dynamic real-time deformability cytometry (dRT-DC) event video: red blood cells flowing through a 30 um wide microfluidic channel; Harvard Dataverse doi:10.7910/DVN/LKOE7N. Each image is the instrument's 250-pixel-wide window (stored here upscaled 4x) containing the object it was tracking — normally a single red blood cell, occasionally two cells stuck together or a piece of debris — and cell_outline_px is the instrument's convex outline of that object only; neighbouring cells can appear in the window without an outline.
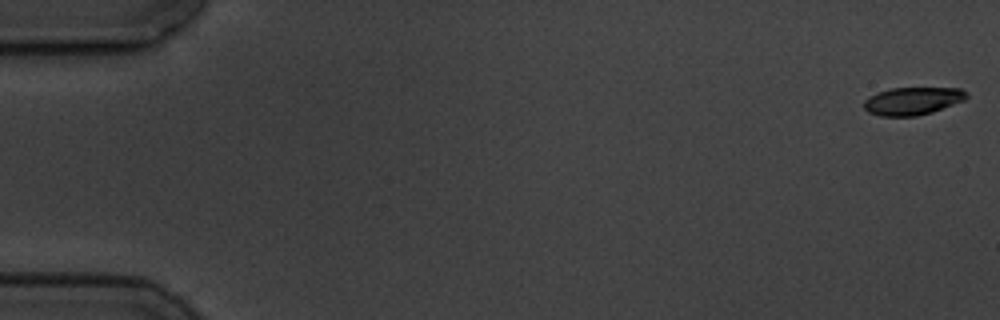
{"species": "common noctule bat (a hibernating species)", "species_latin": "Nyctalus noctula", "temperature_condition": "cold", "stored_images_in_passage": 7, "camera_frame_rate_fps": 3000, "um_per_image_px": 0.085, "animal": {"sex": "male", "body_mass_g": 19.5, "forearm_length_mm": 54.6}, "frame": {"image": 1, "passage_image": 1, "time_ms": 0.0, "image_size_px": [1000, 320], "cell_outline_px": [[968, 96], [964, 100], [932, 112], [916, 116], [880, 116], [868, 112], [864, 108], [864, 100], [868, 96], [892, 88], [960, 88], [968, 92]], "centroid_in_image_um": [77.57, 8.58], "position_along_channel_um": 7.4, "area_um2": 16.53}}
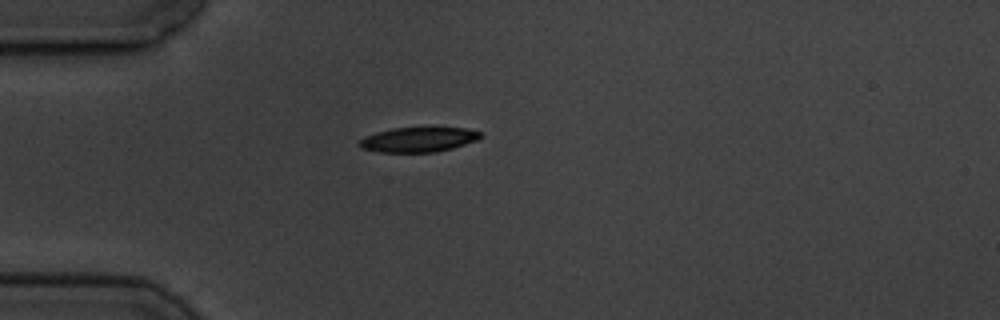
{"frame": {"image": 2, "passage_image": 5, "time_ms": 5.0, "image_size_px": [1000, 320], "cell_outline_px": [[480, 136], [476, 140], [452, 148], [436, 152], [380, 152], [360, 148], [356, 144], [364, 136], [376, 132], [392, 128], [432, 124], [464, 128], [480, 132]], "centroid_in_image_um": [35.53, 11.81], "position_along_channel_um": 49.5, "area_um2": 18.38}}
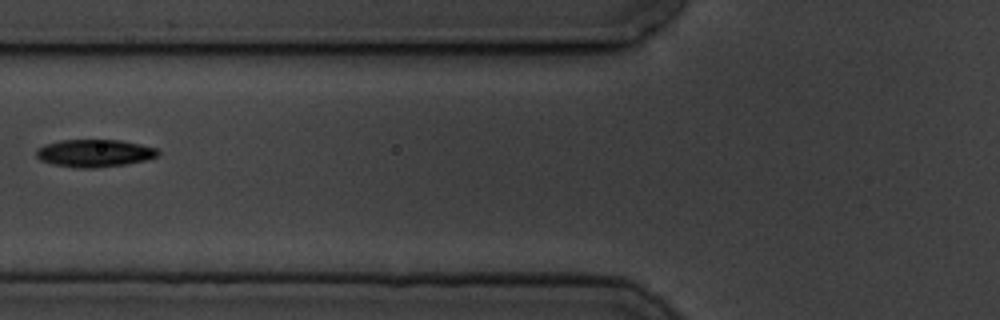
{"frame": {"image": 3, "passage_image": 7, "time_ms": 7.333, "image_size_px": [1000, 320], "cell_outline_px": [[160, 152], [156, 156], [144, 160], [124, 164], [96, 168], [80, 168], [52, 164], [40, 160], [36, 156], [36, 148], [44, 144], [60, 140], [120, 140], [140, 144], [156, 148]], "centroid_in_image_um": [7.98, 13.01], "position_along_channel_um": 117.8, "area_um2": 19.48}}